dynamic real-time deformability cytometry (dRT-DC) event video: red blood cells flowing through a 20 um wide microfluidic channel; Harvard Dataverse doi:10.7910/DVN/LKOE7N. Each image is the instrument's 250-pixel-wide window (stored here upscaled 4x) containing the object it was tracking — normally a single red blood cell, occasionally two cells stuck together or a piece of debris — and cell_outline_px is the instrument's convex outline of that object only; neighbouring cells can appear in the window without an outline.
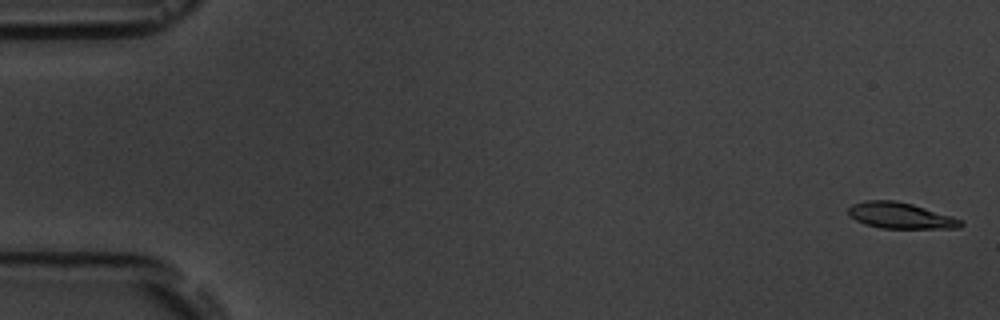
{"species": "common noctule bat (a hibernating species)", "species_latin": "Nyctalus noctula", "temperature_condition": "room temperature", "stored_images_in_passage": 6, "camera_frame_rate_fps": 3000, "um_per_image_px": 0.085, "animal": {"sex": "male", "body_mass_g": 19.5, "forearm_length_mm": 54.6}, "frame": {"image": 1, "passage_image": 1, "time_ms": 0.0, "image_size_px": [1000, 320], "cell_outline_px": [[964, 224], [960, 228], [880, 228], [864, 224], [856, 220], [848, 212], [848, 208], [852, 204], [864, 200], [896, 200], [912, 204], [952, 216], [964, 220]], "centroid_in_image_um": [76.56, 18.32], "position_along_channel_um": 8.4, "area_um2": 17.11}}
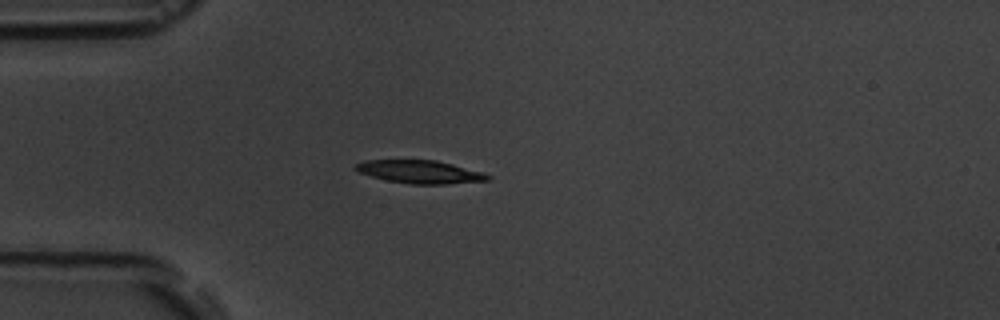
{"frame": {"image": 2, "passage_image": 5, "time_ms": 4.667, "image_size_px": [1000, 320], "cell_outline_px": [[492, 176], [488, 180], [444, 184], [408, 184], [384, 180], [360, 172], [352, 168], [356, 164], [364, 160], [436, 160], [484, 172]], "centroid_in_image_um": [35.69, 14.6], "position_along_channel_um": 49.3, "area_um2": 17.74}}